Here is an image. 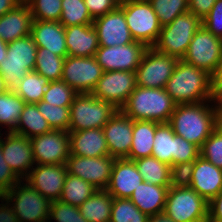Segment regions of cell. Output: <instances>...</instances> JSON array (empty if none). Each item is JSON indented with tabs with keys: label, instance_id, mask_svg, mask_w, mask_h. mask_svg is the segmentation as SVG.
<instances>
[{
	"label": "cell",
	"instance_id": "e0dca14e",
	"mask_svg": "<svg viewBox=\"0 0 222 222\" xmlns=\"http://www.w3.org/2000/svg\"><path fill=\"white\" fill-rule=\"evenodd\" d=\"M36 164H65L70 157L69 132L51 130L30 139Z\"/></svg>",
	"mask_w": 222,
	"mask_h": 222
},
{
	"label": "cell",
	"instance_id": "e575fe53",
	"mask_svg": "<svg viewBox=\"0 0 222 222\" xmlns=\"http://www.w3.org/2000/svg\"><path fill=\"white\" fill-rule=\"evenodd\" d=\"M49 82L47 78L39 75L36 71H30L19 81L13 91L20 96L25 103L36 104L42 100Z\"/></svg>",
	"mask_w": 222,
	"mask_h": 222
},
{
	"label": "cell",
	"instance_id": "f1b7e54d",
	"mask_svg": "<svg viewBox=\"0 0 222 222\" xmlns=\"http://www.w3.org/2000/svg\"><path fill=\"white\" fill-rule=\"evenodd\" d=\"M156 128L155 121L134 120L133 139L127 159L136 160L152 156Z\"/></svg>",
	"mask_w": 222,
	"mask_h": 222
},
{
	"label": "cell",
	"instance_id": "52a82bcc",
	"mask_svg": "<svg viewBox=\"0 0 222 222\" xmlns=\"http://www.w3.org/2000/svg\"><path fill=\"white\" fill-rule=\"evenodd\" d=\"M119 8L135 41L153 47L160 35L161 25L148 0H121Z\"/></svg>",
	"mask_w": 222,
	"mask_h": 222
},
{
	"label": "cell",
	"instance_id": "db71d44e",
	"mask_svg": "<svg viewBox=\"0 0 222 222\" xmlns=\"http://www.w3.org/2000/svg\"><path fill=\"white\" fill-rule=\"evenodd\" d=\"M20 3L19 0H0V17L13 10Z\"/></svg>",
	"mask_w": 222,
	"mask_h": 222
},
{
	"label": "cell",
	"instance_id": "d4e9b609",
	"mask_svg": "<svg viewBox=\"0 0 222 222\" xmlns=\"http://www.w3.org/2000/svg\"><path fill=\"white\" fill-rule=\"evenodd\" d=\"M65 43L68 56H95L99 48L96 29L93 24L65 27Z\"/></svg>",
	"mask_w": 222,
	"mask_h": 222
},
{
	"label": "cell",
	"instance_id": "f546056e",
	"mask_svg": "<svg viewBox=\"0 0 222 222\" xmlns=\"http://www.w3.org/2000/svg\"><path fill=\"white\" fill-rule=\"evenodd\" d=\"M51 130L47 120L38 111L37 105L26 103L13 133L31 139Z\"/></svg>",
	"mask_w": 222,
	"mask_h": 222
},
{
	"label": "cell",
	"instance_id": "60d3db41",
	"mask_svg": "<svg viewBox=\"0 0 222 222\" xmlns=\"http://www.w3.org/2000/svg\"><path fill=\"white\" fill-rule=\"evenodd\" d=\"M78 93L63 80L51 81L46 87L42 101L54 106L70 107Z\"/></svg>",
	"mask_w": 222,
	"mask_h": 222
},
{
	"label": "cell",
	"instance_id": "9f6ffc18",
	"mask_svg": "<svg viewBox=\"0 0 222 222\" xmlns=\"http://www.w3.org/2000/svg\"><path fill=\"white\" fill-rule=\"evenodd\" d=\"M216 130L222 134V101L217 102Z\"/></svg>",
	"mask_w": 222,
	"mask_h": 222
},
{
	"label": "cell",
	"instance_id": "ee69618b",
	"mask_svg": "<svg viewBox=\"0 0 222 222\" xmlns=\"http://www.w3.org/2000/svg\"><path fill=\"white\" fill-rule=\"evenodd\" d=\"M88 222L81 215L79 207L61 201H52L49 208L48 222Z\"/></svg>",
	"mask_w": 222,
	"mask_h": 222
},
{
	"label": "cell",
	"instance_id": "2e32d148",
	"mask_svg": "<svg viewBox=\"0 0 222 222\" xmlns=\"http://www.w3.org/2000/svg\"><path fill=\"white\" fill-rule=\"evenodd\" d=\"M114 162L115 158L109 155L103 157L70 155L65 165L68 174L80 177L97 190H105L110 181Z\"/></svg>",
	"mask_w": 222,
	"mask_h": 222
},
{
	"label": "cell",
	"instance_id": "d6986e66",
	"mask_svg": "<svg viewBox=\"0 0 222 222\" xmlns=\"http://www.w3.org/2000/svg\"><path fill=\"white\" fill-rule=\"evenodd\" d=\"M66 176L65 164H35L24 181L52 202L60 199Z\"/></svg>",
	"mask_w": 222,
	"mask_h": 222
},
{
	"label": "cell",
	"instance_id": "7a4b0ae2",
	"mask_svg": "<svg viewBox=\"0 0 222 222\" xmlns=\"http://www.w3.org/2000/svg\"><path fill=\"white\" fill-rule=\"evenodd\" d=\"M165 90L176 104L215 100L211 90V75L183 60H178Z\"/></svg>",
	"mask_w": 222,
	"mask_h": 222
},
{
	"label": "cell",
	"instance_id": "8d00e7d4",
	"mask_svg": "<svg viewBox=\"0 0 222 222\" xmlns=\"http://www.w3.org/2000/svg\"><path fill=\"white\" fill-rule=\"evenodd\" d=\"M62 13L60 23L64 27L74 25H89L93 24L91 17L84 0H62Z\"/></svg>",
	"mask_w": 222,
	"mask_h": 222
},
{
	"label": "cell",
	"instance_id": "d6a6232c",
	"mask_svg": "<svg viewBox=\"0 0 222 222\" xmlns=\"http://www.w3.org/2000/svg\"><path fill=\"white\" fill-rule=\"evenodd\" d=\"M24 100L13 90L0 94V126L13 132L25 106Z\"/></svg>",
	"mask_w": 222,
	"mask_h": 222
},
{
	"label": "cell",
	"instance_id": "b9f144b4",
	"mask_svg": "<svg viewBox=\"0 0 222 222\" xmlns=\"http://www.w3.org/2000/svg\"><path fill=\"white\" fill-rule=\"evenodd\" d=\"M200 156L199 147L176 135L175 155H173V169L181 174L193 161Z\"/></svg>",
	"mask_w": 222,
	"mask_h": 222
},
{
	"label": "cell",
	"instance_id": "f907efd6",
	"mask_svg": "<svg viewBox=\"0 0 222 222\" xmlns=\"http://www.w3.org/2000/svg\"><path fill=\"white\" fill-rule=\"evenodd\" d=\"M208 222H222V191L209 202Z\"/></svg>",
	"mask_w": 222,
	"mask_h": 222
},
{
	"label": "cell",
	"instance_id": "836d02e7",
	"mask_svg": "<svg viewBox=\"0 0 222 222\" xmlns=\"http://www.w3.org/2000/svg\"><path fill=\"white\" fill-rule=\"evenodd\" d=\"M97 189L78 176L67 173L59 201L79 207L91 197Z\"/></svg>",
	"mask_w": 222,
	"mask_h": 222
},
{
	"label": "cell",
	"instance_id": "4dcf8cb0",
	"mask_svg": "<svg viewBox=\"0 0 222 222\" xmlns=\"http://www.w3.org/2000/svg\"><path fill=\"white\" fill-rule=\"evenodd\" d=\"M112 203L113 197L106 190H96L79 209L88 222H110Z\"/></svg>",
	"mask_w": 222,
	"mask_h": 222
},
{
	"label": "cell",
	"instance_id": "277c9868",
	"mask_svg": "<svg viewBox=\"0 0 222 222\" xmlns=\"http://www.w3.org/2000/svg\"><path fill=\"white\" fill-rule=\"evenodd\" d=\"M209 203L178 178L169 188L164 213L175 222H208Z\"/></svg>",
	"mask_w": 222,
	"mask_h": 222
},
{
	"label": "cell",
	"instance_id": "5b68a950",
	"mask_svg": "<svg viewBox=\"0 0 222 222\" xmlns=\"http://www.w3.org/2000/svg\"><path fill=\"white\" fill-rule=\"evenodd\" d=\"M201 25L202 20L198 16L189 11L185 12L161 27L159 38L153 48L159 53L182 60Z\"/></svg>",
	"mask_w": 222,
	"mask_h": 222
},
{
	"label": "cell",
	"instance_id": "7dc6e473",
	"mask_svg": "<svg viewBox=\"0 0 222 222\" xmlns=\"http://www.w3.org/2000/svg\"><path fill=\"white\" fill-rule=\"evenodd\" d=\"M121 0H84L93 19L116 10Z\"/></svg>",
	"mask_w": 222,
	"mask_h": 222
},
{
	"label": "cell",
	"instance_id": "4fadbf2b",
	"mask_svg": "<svg viewBox=\"0 0 222 222\" xmlns=\"http://www.w3.org/2000/svg\"><path fill=\"white\" fill-rule=\"evenodd\" d=\"M103 72L94 56H67L64 61L61 80L78 94L91 93Z\"/></svg>",
	"mask_w": 222,
	"mask_h": 222
},
{
	"label": "cell",
	"instance_id": "7c38bea8",
	"mask_svg": "<svg viewBox=\"0 0 222 222\" xmlns=\"http://www.w3.org/2000/svg\"><path fill=\"white\" fill-rule=\"evenodd\" d=\"M179 178L208 203L222 191V169L199 156Z\"/></svg>",
	"mask_w": 222,
	"mask_h": 222
},
{
	"label": "cell",
	"instance_id": "9c48e42d",
	"mask_svg": "<svg viewBox=\"0 0 222 222\" xmlns=\"http://www.w3.org/2000/svg\"><path fill=\"white\" fill-rule=\"evenodd\" d=\"M3 197L13 208L19 222H48L50 201L20 180Z\"/></svg>",
	"mask_w": 222,
	"mask_h": 222
},
{
	"label": "cell",
	"instance_id": "680465c9",
	"mask_svg": "<svg viewBox=\"0 0 222 222\" xmlns=\"http://www.w3.org/2000/svg\"><path fill=\"white\" fill-rule=\"evenodd\" d=\"M9 89L5 86V83L0 76V94L6 93Z\"/></svg>",
	"mask_w": 222,
	"mask_h": 222
},
{
	"label": "cell",
	"instance_id": "5bb4252c",
	"mask_svg": "<svg viewBox=\"0 0 222 222\" xmlns=\"http://www.w3.org/2000/svg\"><path fill=\"white\" fill-rule=\"evenodd\" d=\"M136 87L135 72L105 71L91 94L121 109Z\"/></svg>",
	"mask_w": 222,
	"mask_h": 222
},
{
	"label": "cell",
	"instance_id": "3957f363",
	"mask_svg": "<svg viewBox=\"0 0 222 222\" xmlns=\"http://www.w3.org/2000/svg\"><path fill=\"white\" fill-rule=\"evenodd\" d=\"M175 106L165 88L136 86L121 110L133 120L167 123Z\"/></svg>",
	"mask_w": 222,
	"mask_h": 222
},
{
	"label": "cell",
	"instance_id": "7402d4cb",
	"mask_svg": "<svg viewBox=\"0 0 222 222\" xmlns=\"http://www.w3.org/2000/svg\"><path fill=\"white\" fill-rule=\"evenodd\" d=\"M142 182L143 178L133 160L115 158L110 181L105 190L113 198L129 199Z\"/></svg>",
	"mask_w": 222,
	"mask_h": 222
},
{
	"label": "cell",
	"instance_id": "c3c4849f",
	"mask_svg": "<svg viewBox=\"0 0 222 222\" xmlns=\"http://www.w3.org/2000/svg\"><path fill=\"white\" fill-rule=\"evenodd\" d=\"M20 179L13 173L3 159V152L0 144V196L11 190Z\"/></svg>",
	"mask_w": 222,
	"mask_h": 222
},
{
	"label": "cell",
	"instance_id": "6da1fadb",
	"mask_svg": "<svg viewBox=\"0 0 222 222\" xmlns=\"http://www.w3.org/2000/svg\"><path fill=\"white\" fill-rule=\"evenodd\" d=\"M217 102L176 104L168 123L176 135L200 148L216 130Z\"/></svg>",
	"mask_w": 222,
	"mask_h": 222
},
{
	"label": "cell",
	"instance_id": "6f0895ef",
	"mask_svg": "<svg viewBox=\"0 0 222 222\" xmlns=\"http://www.w3.org/2000/svg\"><path fill=\"white\" fill-rule=\"evenodd\" d=\"M7 58V43L0 39V63Z\"/></svg>",
	"mask_w": 222,
	"mask_h": 222
},
{
	"label": "cell",
	"instance_id": "30bf717a",
	"mask_svg": "<svg viewBox=\"0 0 222 222\" xmlns=\"http://www.w3.org/2000/svg\"><path fill=\"white\" fill-rule=\"evenodd\" d=\"M179 59L148 48L135 70L136 86L144 88H165Z\"/></svg>",
	"mask_w": 222,
	"mask_h": 222
},
{
	"label": "cell",
	"instance_id": "1f68e13d",
	"mask_svg": "<svg viewBox=\"0 0 222 222\" xmlns=\"http://www.w3.org/2000/svg\"><path fill=\"white\" fill-rule=\"evenodd\" d=\"M154 146L152 157L170 165L173 168V155L176 148V134L171 125L167 123H158L154 135Z\"/></svg>",
	"mask_w": 222,
	"mask_h": 222
},
{
	"label": "cell",
	"instance_id": "8fae6325",
	"mask_svg": "<svg viewBox=\"0 0 222 222\" xmlns=\"http://www.w3.org/2000/svg\"><path fill=\"white\" fill-rule=\"evenodd\" d=\"M222 58V39L203 25L196 31L182 60L212 75Z\"/></svg>",
	"mask_w": 222,
	"mask_h": 222
},
{
	"label": "cell",
	"instance_id": "8992f818",
	"mask_svg": "<svg viewBox=\"0 0 222 222\" xmlns=\"http://www.w3.org/2000/svg\"><path fill=\"white\" fill-rule=\"evenodd\" d=\"M37 49L31 34L7 43V58L0 63V76L9 90L34 71Z\"/></svg>",
	"mask_w": 222,
	"mask_h": 222
},
{
	"label": "cell",
	"instance_id": "11a10c76",
	"mask_svg": "<svg viewBox=\"0 0 222 222\" xmlns=\"http://www.w3.org/2000/svg\"><path fill=\"white\" fill-rule=\"evenodd\" d=\"M147 222H175V221L171 219L167 214L162 212L159 214L149 216Z\"/></svg>",
	"mask_w": 222,
	"mask_h": 222
},
{
	"label": "cell",
	"instance_id": "f6af8a7d",
	"mask_svg": "<svg viewBox=\"0 0 222 222\" xmlns=\"http://www.w3.org/2000/svg\"><path fill=\"white\" fill-rule=\"evenodd\" d=\"M200 156L222 169V134L215 130L199 148Z\"/></svg>",
	"mask_w": 222,
	"mask_h": 222
},
{
	"label": "cell",
	"instance_id": "83f0119b",
	"mask_svg": "<svg viewBox=\"0 0 222 222\" xmlns=\"http://www.w3.org/2000/svg\"><path fill=\"white\" fill-rule=\"evenodd\" d=\"M143 181L158 186H171L179 174L168 164L155 157H142L133 160Z\"/></svg>",
	"mask_w": 222,
	"mask_h": 222
},
{
	"label": "cell",
	"instance_id": "ba28073f",
	"mask_svg": "<svg viewBox=\"0 0 222 222\" xmlns=\"http://www.w3.org/2000/svg\"><path fill=\"white\" fill-rule=\"evenodd\" d=\"M69 109L68 132L103 128L118 110L112 103L97 99L91 93L77 94Z\"/></svg>",
	"mask_w": 222,
	"mask_h": 222
},
{
	"label": "cell",
	"instance_id": "603a6c76",
	"mask_svg": "<svg viewBox=\"0 0 222 222\" xmlns=\"http://www.w3.org/2000/svg\"><path fill=\"white\" fill-rule=\"evenodd\" d=\"M31 36L38 48H45L60 57L68 56L65 27L59 21L33 20Z\"/></svg>",
	"mask_w": 222,
	"mask_h": 222
},
{
	"label": "cell",
	"instance_id": "681fc988",
	"mask_svg": "<svg viewBox=\"0 0 222 222\" xmlns=\"http://www.w3.org/2000/svg\"><path fill=\"white\" fill-rule=\"evenodd\" d=\"M189 12L201 20L211 11L216 0H188Z\"/></svg>",
	"mask_w": 222,
	"mask_h": 222
},
{
	"label": "cell",
	"instance_id": "f5cc1de1",
	"mask_svg": "<svg viewBox=\"0 0 222 222\" xmlns=\"http://www.w3.org/2000/svg\"><path fill=\"white\" fill-rule=\"evenodd\" d=\"M0 202V222H19L13 208L3 196H0Z\"/></svg>",
	"mask_w": 222,
	"mask_h": 222
},
{
	"label": "cell",
	"instance_id": "f35d334b",
	"mask_svg": "<svg viewBox=\"0 0 222 222\" xmlns=\"http://www.w3.org/2000/svg\"><path fill=\"white\" fill-rule=\"evenodd\" d=\"M148 218L130 199L113 198L110 222H147Z\"/></svg>",
	"mask_w": 222,
	"mask_h": 222
},
{
	"label": "cell",
	"instance_id": "94428289",
	"mask_svg": "<svg viewBox=\"0 0 222 222\" xmlns=\"http://www.w3.org/2000/svg\"><path fill=\"white\" fill-rule=\"evenodd\" d=\"M21 3H26L28 0H19Z\"/></svg>",
	"mask_w": 222,
	"mask_h": 222
},
{
	"label": "cell",
	"instance_id": "44dd1931",
	"mask_svg": "<svg viewBox=\"0 0 222 222\" xmlns=\"http://www.w3.org/2000/svg\"><path fill=\"white\" fill-rule=\"evenodd\" d=\"M93 26L98 35L99 46H122L135 41L127 26L124 12L119 7L95 18Z\"/></svg>",
	"mask_w": 222,
	"mask_h": 222
},
{
	"label": "cell",
	"instance_id": "ab89813d",
	"mask_svg": "<svg viewBox=\"0 0 222 222\" xmlns=\"http://www.w3.org/2000/svg\"><path fill=\"white\" fill-rule=\"evenodd\" d=\"M38 111L47 120L52 130H63L68 132L70 124V109L49 104L45 101L36 103Z\"/></svg>",
	"mask_w": 222,
	"mask_h": 222
},
{
	"label": "cell",
	"instance_id": "bcb514c9",
	"mask_svg": "<svg viewBox=\"0 0 222 222\" xmlns=\"http://www.w3.org/2000/svg\"><path fill=\"white\" fill-rule=\"evenodd\" d=\"M202 25L222 39V0H216L211 11L202 19Z\"/></svg>",
	"mask_w": 222,
	"mask_h": 222
},
{
	"label": "cell",
	"instance_id": "484cf974",
	"mask_svg": "<svg viewBox=\"0 0 222 222\" xmlns=\"http://www.w3.org/2000/svg\"><path fill=\"white\" fill-rule=\"evenodd\" d=\"M32 14L27 3L18 4L0 17V39L6 43L31 34Z\"/></svg>",
	"mask_w": 222,
	"mask_h": 222
},
{
	"label": "cell",
	"instance_id": "9a60e30c",
	"mask_svg": "<svg viewBox=\"0 0 222 222\" xmlns=\"http://www.w3.org/2000/svg\"><path fill=\"white\" fill-rule=\"evenodd\" d=\"M148 47L138 41L116 46H99L95 58L103 71L135 72Z\"/></svg>",
	"mask_w": 222,
	"mask_h": 222
},
{
	"label": "cell",
	"instance_id": "ffe728a7",
	"mask_svg": "<svg viewBox=\"0 0 222 222\" xmlns=\"http://www.w3.org/2000/svg\"><path fill=\"white\" fill-rule=\"evenodd\" d=\"M134 120L128 117L121 109L104 125L103 132L113 158H126L129 155L133 139Z\"/></svg>",
	"mask_w": 222,
	"mask_h": 222
},
{
	"label": "cell",
	"instance_id": "74e56055",
	"mask_svg": "<svg viewBox=\"0 0 222 222\" xmlns=\"http://www.w3.org/2000/svg\"><path fill=\"white\" fill-rule=\"evenodd\" d=\"M161 26L171 23L179 15L189 11L188 0H148Z\"/></svg>",
	"mask_w": 222,
	"mask_h": 222
},
{
	"label": "cell",
	"instance_id": "91938a15",
	"mask_svg": "<svg viewBox=\"0 0 222 222\" xmlns=\"http://www.w3.org/2000/svg\"><path fill=\"white\" fill-rule=\"evenodd\" d=\"M4 128H2L1 126H0V141L2 140V138H3V132H6V130L4 131L3 130ZM3 130V131H2ZM1 131H2V133H1Z\"/></svg>",
	"mask_w": 222,
	"mask_h": 222
},
{
	"label": "cell",
	"instance_id": "4316f807",
	"mask_svg": "<svg viewBox=\"0 0 222 222\" xmlns=\"http://www.w3.org/2000/svg\"><path fill=\"white\" fill-rule=\"evenodd\" d=\"M170 186H158L142 182L129 198L144 214L151 216L164 211Z\"/></svg>",
	"mask_w": 222,
	"mask_h": 222
},
{
	"label": "cell",
	"instance_id": "cb8c5ba5",
	"mask_svg": "<svg viewBox=\"0 0 222 222\" xmlns=\"http://www.w3.org/2000/svg\"><path fill=\"white\" fill-rule=\"evenodd\" d=\"M70 155L80 157H103L109 155L102 128L69 132Z\"/></svg>",
	"mask_w": 222,
	"mask_h": 222
},
{
	"label": "cell",
	"instance_id": "7bdbcfd3",
	"mask_svg": "<svg viewBox=\"0 0 222 222\" xmlns=\"http://www.w3.org/2000/svg\"><path fill=\"white\" fill-rule=\"evenodd\" d=\"M62 0H28L33 20L60 21Z\"/></svg>",
	"mask_w": 222,
	"mask_h": 222
},
{
	"label": "cell",
	"instance_id": "816d5d0a",
	"mask_svg": "<svg viewBox=\"0 0 222 222\" xmlns=\"http://www.w3.org/2000/svg\"><path fill=\"white\" fill-rule=\"evenodd\" d=\"M211 90L215 101H222V58L211 75Z\"/></svg>",
	"mask_w": 222,
	"mask_h": 222
},
{
	"label": "cell",
	"instance_id": "ac0fdd59",
	"mask_svg": "<svg viewBox=\"0 0 222 222\" xmlns=\"http://www.w3.org/2000/svg\"><path fill=\"white\" fill-rule=\"evenodd\" d=\"M0 144L3 159L13 173L24 180L36 164L30 139L13 132H4Z\"/></svg>",
	"mask_w": 222,
	"mask_h": 222
},
{
	"label": "cell",
	"instance_id": "d590c367",
	"mask_svg": "<svg viewBox=\"0 0 222 222\" xmlns=\"http://www.w3.org/2000/svg\"><path fill=\"white\" fill-rule=\"evenodd\" d=\"M65 58L57 56L45 48H38L34 71L50 82L61 80Z\"/></svg>",
	"mask_w": 222,
	"mask_h": 222
}]
</instances>
